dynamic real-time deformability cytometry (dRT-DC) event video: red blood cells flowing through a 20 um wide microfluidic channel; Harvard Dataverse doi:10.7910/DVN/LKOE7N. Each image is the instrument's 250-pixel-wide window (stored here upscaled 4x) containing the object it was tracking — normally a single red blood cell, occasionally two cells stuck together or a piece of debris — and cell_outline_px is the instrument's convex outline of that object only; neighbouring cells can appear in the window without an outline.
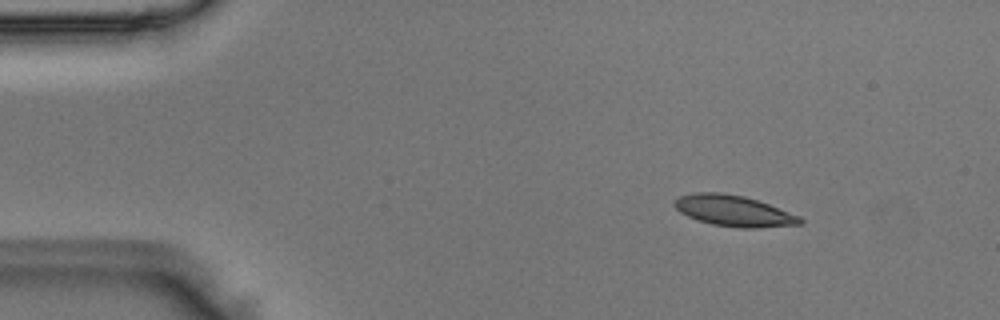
{"species": "Egyptian fruit bat (a non-hibernating species)", "species_latin": "Rousettus aegyptiacus", "temperature_condition": "room temperature", "stored_images_in_passage": 44, "camera_frame_rate_fps": 3000, "um_per_image_px": 0.085, "animal": {"sex": "male"}, "frame": {"image": 1, "passage_image": 1, "time_ms": 0.0, "image_size_px": [1000, 320], "cell_outline_px": [[804, 220], [800, 224], [760, 228], [740, 228], [712, 224], [696, 220], [680, 212], [672, 204], [680, 196], [696, 192], [716, 192], [744, 196], [768, 204], [800, 216]], "centroid_in_image_um": [62.36, 17.93], "position_along_channel_um": 22.6, "area_um2": 22.54}}
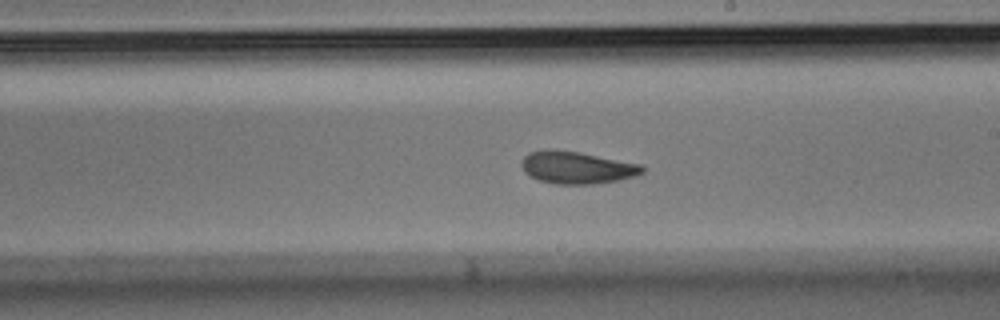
{"frame": {"image": 2, "passage_image": 23, "time_ms": 7.333, "image_size_px": [1000, 320], "cell_outline_px": [[644, 172], [636, 176], [620, 180], [592, 184], [556, 184], [540, 180], [528, 176], [524, 172], [520, 164], [524, 156], [528, 152], [580, 152], [640, 164], [644, 168]], "centroid_in_image_um": [49.06, 14.28], "position_along_channel_um": 239.9, "area_um2": 22.2}}
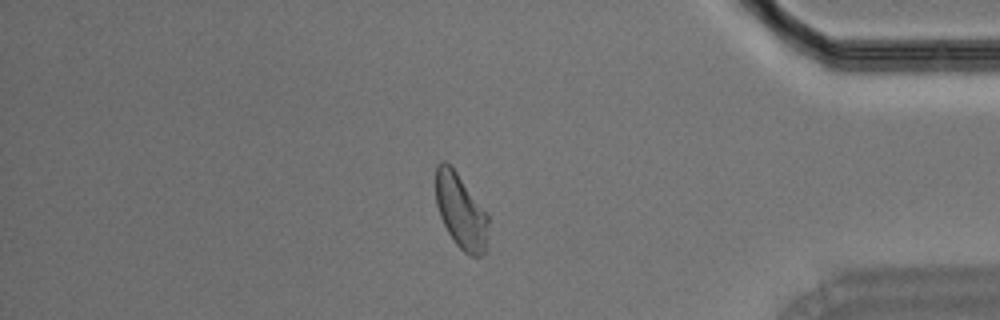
{"frame": {"image": 3, "passage_image": 37, "time_ms": 12.0, "image_size_px": [1000, 320], "cell_outline_px": [[488, 224], [484, 252], [480, 256], [468, 256], [456, 244], [448, 232], [440, 216], [436, 204], [436, 168], [440, 160], [444, 160], [456, 172], [488, 216]], "centroid_in_image_um": [39.14, 17.97], "position_along_channel_um": 396.1, "area_um2": 22.25}}